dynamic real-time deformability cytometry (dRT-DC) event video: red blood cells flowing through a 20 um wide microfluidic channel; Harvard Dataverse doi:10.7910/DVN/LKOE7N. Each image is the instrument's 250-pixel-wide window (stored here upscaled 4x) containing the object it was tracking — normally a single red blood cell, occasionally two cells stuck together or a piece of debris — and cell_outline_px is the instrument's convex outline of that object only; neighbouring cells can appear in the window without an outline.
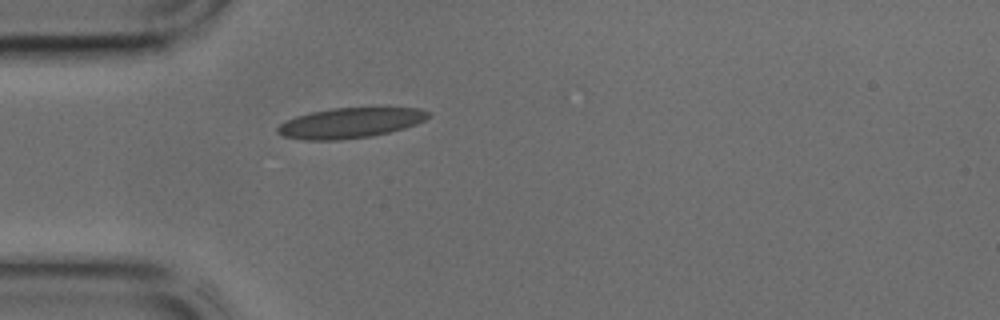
{"species": "common noctule bat (a hibernating species)", "species_latin": "Nyctalus noctula", "temperature_condition": "cold", "stored_images_in_passage": 32, "camera_frame_rate_fps": 3000, "um_per_image_px": 0.085, "animal": {"sex": "male", "body_mass_g": 17.9, "forearm_length_mm": 54.2}, "frame": {"image": 1, "passage_image": 1, "time_ms": 0.0, "image_size_px": [1000, 320], "cell_outline_px": [[428, 116], [424, 120], [416, 124], [404, 128], [372, 136], [340, 140], [304, 140], [284, 136], [276, 132], [276, 128], [280, 124], [296, 116], [312, 112], [332, 108], [420, 108], [428, 112]], "centroid_in_image_um": [29.73, 10.46], "position_along_channel_um": 55.3, "area_um2": 26.3}}
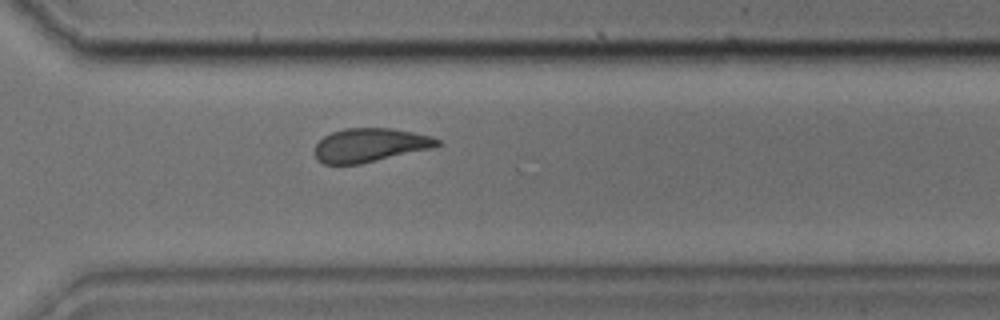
{"frame": {"image": 2, "passage_image": 20, "time_ms": 6.333, "image_size_px": [1000, 320], "cell_outline_px": [[444, 144], [432, 148], [360, 164], [324, 164], [316, 160], [316, 144], [324, 136], [332, 132], [344, 128], [392, 128], [432, 136], [440, 140]], "centroid_in_image_um": [31.47, 12.33], "position_along_channel_um": 339.1, "area_um2": 24.1}}
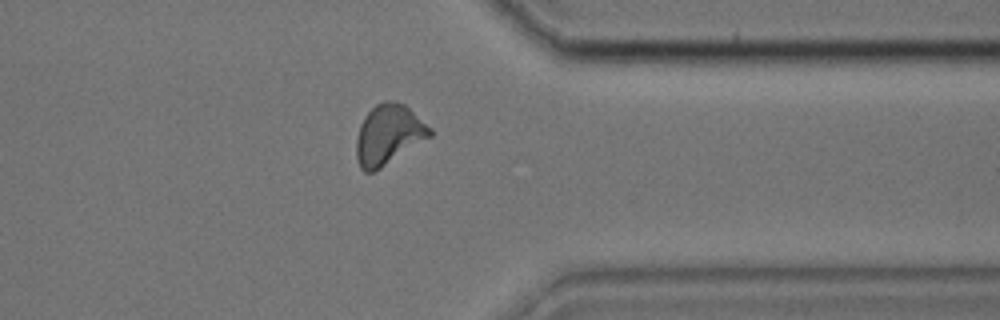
{"frame": {"image": 3, "passage_image": 23, "time_ms": 7.333, "image_size_px": [1000, 320], "cell_outline_px": [[432, 136], [380, 168], [372, 172], [364, 172], [360, 168], [356, 156], [356, 140], [360, 124], [364, 116], [376, 104], [384, 100], [392, 100], [404, 104], [432, 128]], "centroid_in_image_um": [33.02, 11.43], "position_along_channel_um": 378.4, "area_um2": 25.66}}